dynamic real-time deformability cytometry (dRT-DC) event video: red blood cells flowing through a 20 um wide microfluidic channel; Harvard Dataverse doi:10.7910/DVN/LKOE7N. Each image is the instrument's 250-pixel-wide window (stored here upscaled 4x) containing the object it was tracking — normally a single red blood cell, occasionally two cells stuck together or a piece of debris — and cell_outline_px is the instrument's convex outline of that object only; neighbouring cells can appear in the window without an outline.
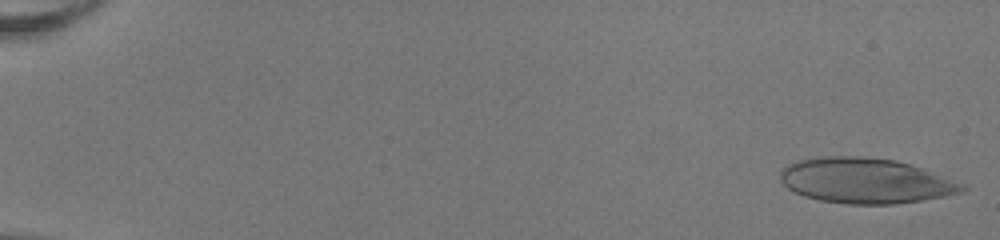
{"species": "human", "species_latin": "Homo sapiens", "temperature_condition": "room temperature", "stored_images_in_passage": 51, "camera_frame_rate_fps": 3000, "um_per_image_px": 0.085, "donor": {"sex": "female"}, "frame": {"image": 1, "passage_image": 1, "time_ms": 0.0, "image_size_px": [1000, 240], "cell_outline_px": [[968, 188], [964, 192], [944, 196], [920, 200], [892, 204], [848, 204], [820, 200], [804, 196], [788, 188], [780, 180], [780, 172], [788, 164], [800, 160], [824, 156], [864, 156], [896, 160], [920, 168], [960, 184]], "centroid_in_image_um": [73.51, 15.36], "position_along_channel_um": 11.5, "area_um2": 47.34}}
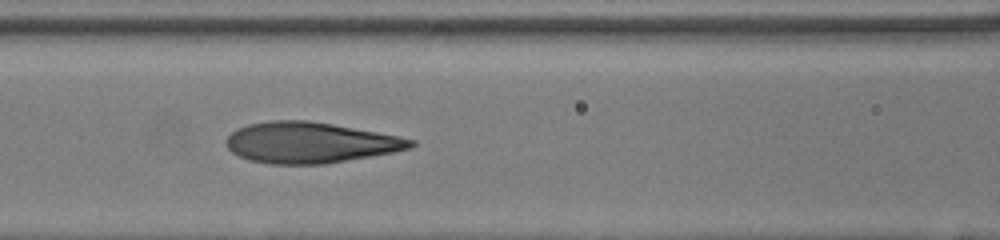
{"frame": {"image": 2, "passage_image": 24, "time_ms": 7.667, "image_size_px": [1000, 240], "cell_outline_px": [[416, 144], [412, 148], [392, 152], [324, 164], [268, 164], [248, 160], [232, 152], [224, 144], [224, 140], [236, 128], [248, 124], [268, 120], [308, 120], [332, 124], [376, 132], [416, 140]], "centroid_in_image_um": [26.29, 12.12], "position_along_channel_um": 140.3, "area_um2": 43.87}}
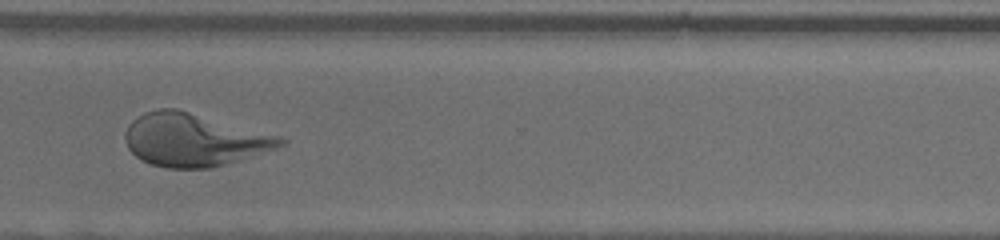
{"frame": {"image": 3, "passage_image": 40, "time_ms": 13.0, "image_size_px": [1000, 240], "cell_outline_px": [[288, 140], [284, 144], [276, 148], [212, 168], [168, 168], [152, 164], [140, 160], [128, 148], [124, 140], [124, 132], [128, 124], [132, 120], [144, 112], [160, 108], [176, 108], [280, 136]], "centroid_in_image_um": [16.43, 11.88], "position_along_channel_um": 354.2, "area_um2": 47.63}}